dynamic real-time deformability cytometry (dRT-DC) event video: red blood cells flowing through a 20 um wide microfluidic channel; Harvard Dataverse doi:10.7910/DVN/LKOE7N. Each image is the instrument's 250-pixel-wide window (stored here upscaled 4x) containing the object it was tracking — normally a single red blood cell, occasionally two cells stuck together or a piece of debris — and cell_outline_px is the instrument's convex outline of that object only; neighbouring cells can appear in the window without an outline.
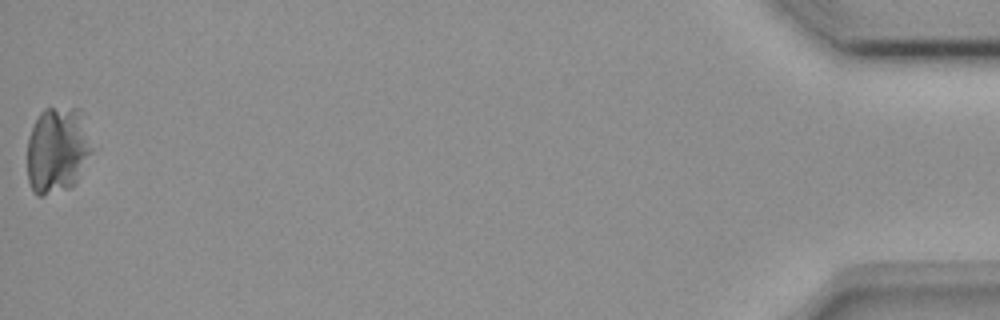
{"species": "common noctule bat (a hibernating species)", "species_latin": "Nyctalus noctula", "temperature_condition": "room temperature", "stored_images_in_passage": 38, "camera_frame_rate_fps": 3000, "um_per_image_px": 0.085, "animal": {"sex": "female", "body_mass_g": 18.4}, "frame": {"image": 1, "passage_image": 38, "time_ms": 12.333, "image_size_px": [1000, 320], "cell_outline_px": [[92, 148], [76, 180], [68, 188], [40, 196], [36, 196], [32, 192], [28, 180], [28, 136], [40, 112], [44, 108], [80, 108], [84, 112]], "centroid_in_image_um": [4.86, 12.71], "position_along_channel_um": 430.3, "area_um2": 32.37}}